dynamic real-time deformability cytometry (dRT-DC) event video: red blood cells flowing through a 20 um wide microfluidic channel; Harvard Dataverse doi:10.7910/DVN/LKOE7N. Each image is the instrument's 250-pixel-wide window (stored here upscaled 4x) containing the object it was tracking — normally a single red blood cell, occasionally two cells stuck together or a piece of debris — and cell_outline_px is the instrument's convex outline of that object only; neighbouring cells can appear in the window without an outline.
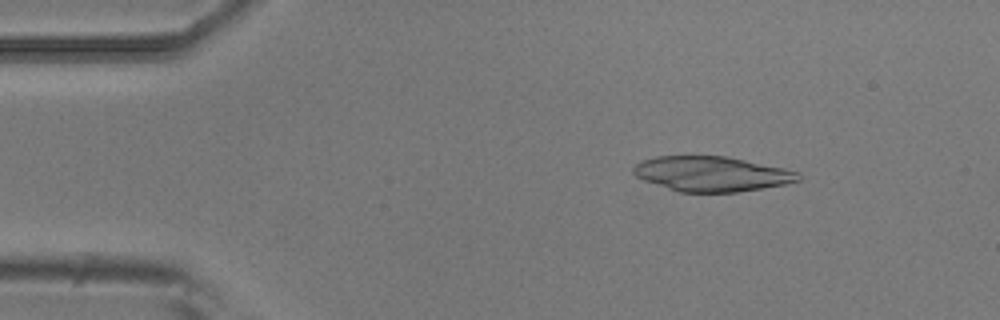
{"species": "common noctule bat (a hibernating species)", "species_latin": "Nyctalus noctula", "temperature_condition": "room temperature", "stored_images_in_passage": 4, "camera_frame_rate_fps": 3000, "um_per_image_px": 0.085, "animal": {"sex": "male", "body_mass_g": 20.5, "forearm_length_mm": 52.5}, "frame": {"image": 1, "passage_image": 2, "time_ms": 0.333, "image_size_px": [1000, 320], "cell_outline_px": [[800, 180], [784, 184], [764, 188], [736, 192], [680, 192], [644, 180], [636, 176], [632, 172], [632, 168], [640, 160], [656, 156], [724, 156], [784, 168], [800, 172]], "centroid_in_image_um": [60.47, 14.78], "position_along_channel_um": 24.5, "area_um2": 33.47}}